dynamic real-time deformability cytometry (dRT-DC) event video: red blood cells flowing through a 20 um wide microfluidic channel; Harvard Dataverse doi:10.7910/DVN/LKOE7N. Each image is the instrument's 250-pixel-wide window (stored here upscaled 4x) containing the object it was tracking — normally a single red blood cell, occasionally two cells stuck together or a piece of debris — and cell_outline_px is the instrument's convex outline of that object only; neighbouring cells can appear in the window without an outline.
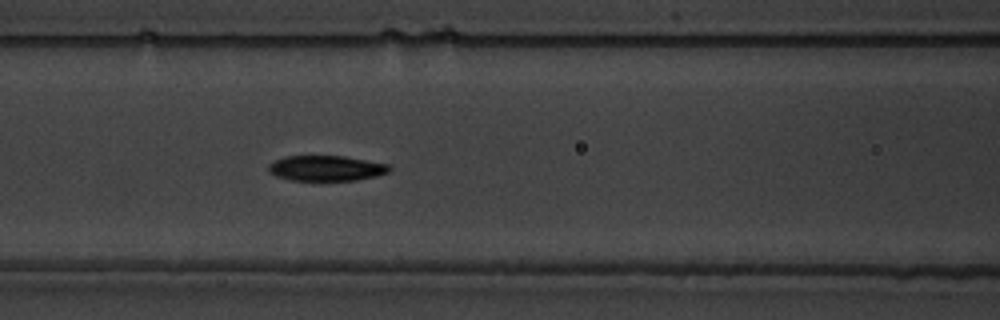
{"species": "common noctule bat (a hibernating species)", "species_latin": "Nyctalus noctula", "temperature_condition": "warm", "stored_images_in_passage": 44, "camera_frame_rate_fps": 3000, "um_per_image_px": 0.085, "animal": {"sex": "male", "body_mass_g": 19.5, "forearm_length_mm": 54.6}, "frame": {"image": 1, "passage_image": 13, "time_ms": 4.0, "image_size_px": [1000, 320], "cell_outline_px": [[392, 168], [388, 172], [376, 176], [356, 180], [292, 180], [276, 176], [268, 172], [268, 164], [284, 156], [344, 156], [388, 164]], "centroid_in_image_um": [27.71, 14.29], "position_along_channel_um": 138.9, "area_um2": 17.8}}
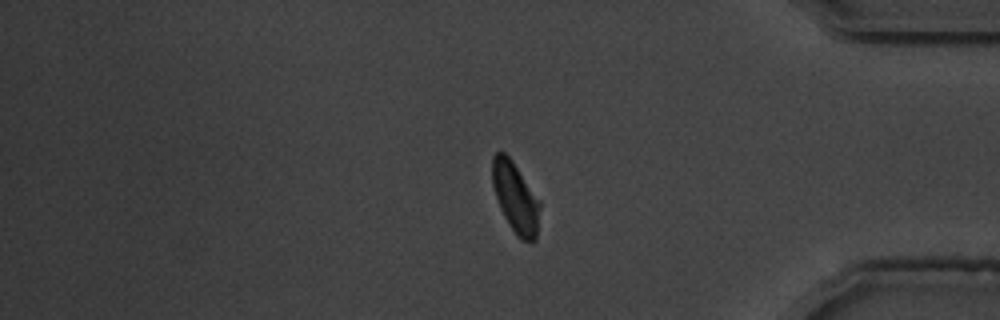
{"frame": {"image": 2, "passage_image": 34, "time_ms": 11.0, "image_size_px": [1000, 320], "cell_outline_px": [[540, 208], [536, 240], [532, 244], [520, 240], [516, 236], [504, 216], [500, 208], [492, 184], [492, 156], [496, 152], [504, 152], [512, 160], [540, 200]], "centroid_in_image_um": [43.83, 16.83], "position_along_channel_um": 391.4, "area_um2": 19.71}, "authors_computed_cell_mechanics": {"area_um2": 18.8717, "velocity_mm_per_s": 3.6411, "shape_relaxation_time_tau1_ms": 7.5338, "shape_relaxation_time_tau2_ms": 4.6079, "deformation_change_tau1": 0.2998, "deformation_change_tau2": 0.0983}}